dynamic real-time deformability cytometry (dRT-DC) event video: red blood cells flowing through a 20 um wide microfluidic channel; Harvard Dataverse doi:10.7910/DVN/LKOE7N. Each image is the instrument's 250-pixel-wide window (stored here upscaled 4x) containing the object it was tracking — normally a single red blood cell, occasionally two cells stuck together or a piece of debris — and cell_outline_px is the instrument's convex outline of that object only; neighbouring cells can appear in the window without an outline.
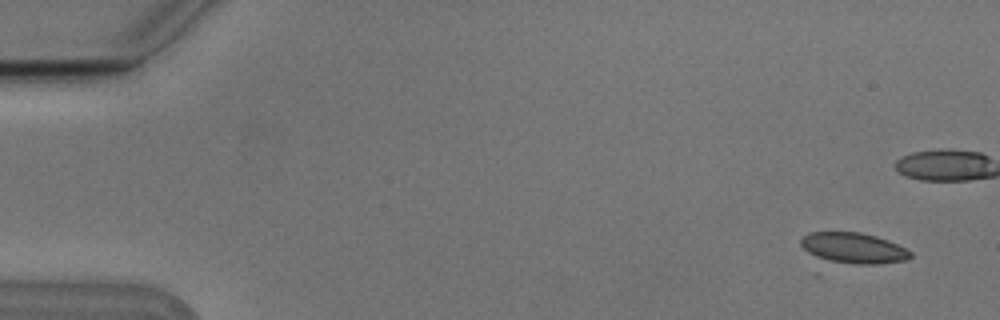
{"species": "Egyptian fruit bat (a non-hibernating species)", "species_latin": "Rousettus aegyptiacus", "temperature_condition": "cold", "stored_images_in_passage": 6, "camera_frame_rate_fps": 3000, "um_per_image_px": 0.085, "animal": {"sex": "male"}, "frame": {"image": 1, "passage_image": 1, "time_ms": 0.0, "image_size_px": [1000, 320], "cell_outline_px": [[912, 256], [904, 260], [876, 264], [824, 264], [808, 252], [800, 244], [800, 240], [808, 232], [860, 232], [876, 236], [888, 240], [912, 252]], "centroid_in_image_um": [72.46, 21.11], "position_along_channel_um": 12.5, "area_um2": 20.11}}
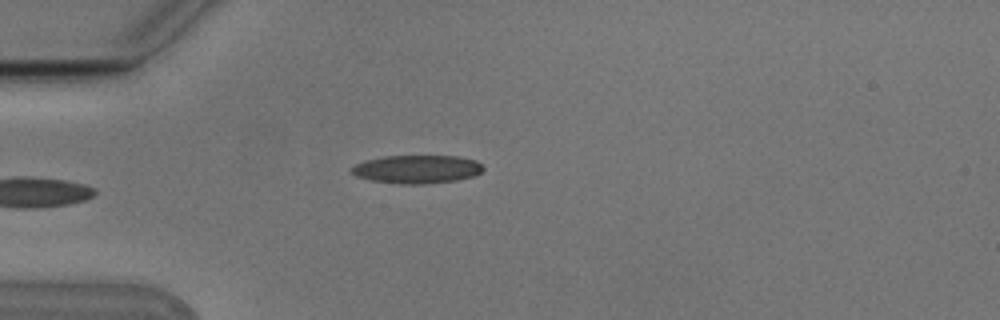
{"frame": {"image": 2, "passage_image": 5, "time_ms": 1.333, "image_size_px": [1000, 320], "cell_outline_px": [[484, 168], [480, 172], [472, 176], [456, 180], [424, 184], [400, 184], [372, 180], [356, 176], [352, 172], [352, 168], [356, 164], [364, 160], [384, 156], [460, 156], [476, 160]], "centroid_in_image_um": [35.44, 14.37], "position_along_channel_um": 49.6, "area_um2": 21.56}}